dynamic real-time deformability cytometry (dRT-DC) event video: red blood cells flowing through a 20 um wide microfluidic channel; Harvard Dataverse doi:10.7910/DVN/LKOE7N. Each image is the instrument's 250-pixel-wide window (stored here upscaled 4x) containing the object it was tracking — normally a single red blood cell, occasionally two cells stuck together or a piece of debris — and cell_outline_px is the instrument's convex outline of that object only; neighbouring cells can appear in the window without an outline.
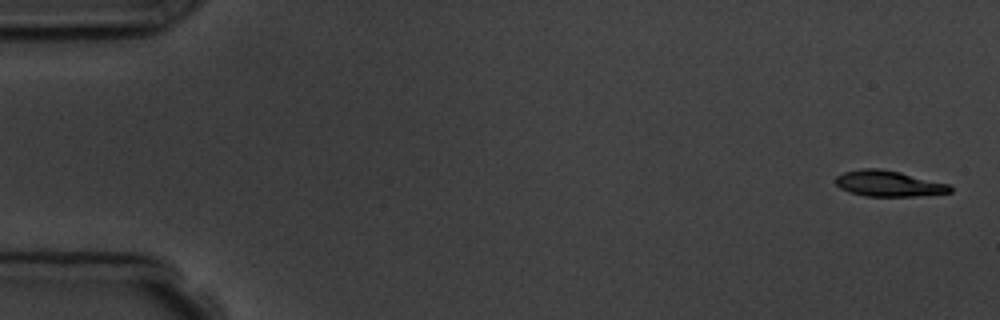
{"species": "common noctule bat (a hibernating species)", "species_latin": "Nyctalus noctula", "temperature_condition": "room temperature", "stored_images_in_passage": 11, "camera_frame_rate_fps": 3000, "um_per_image_px": 0.085, "animal": {"sex": "male", "body_mass_g": 19.5, "forearm_length_mm": 54.6}, "frame": {"image": 1, "passage_image": 1, "time_ms": 0.0, "image_size_px": [1000, 320], "cell_outline_px": [[952, 192], [916, 196], [864, 196], [848, 192], [840, 188], [836, 184], [836, 176], [844, 172], [864, 168], [880, 168], [900, 172], [948, 184], [952, 188]], "centroid_in_image_um": [75.5, 15.6], "position_along_channel_um": 9.5, "area_um2": 17.17}}
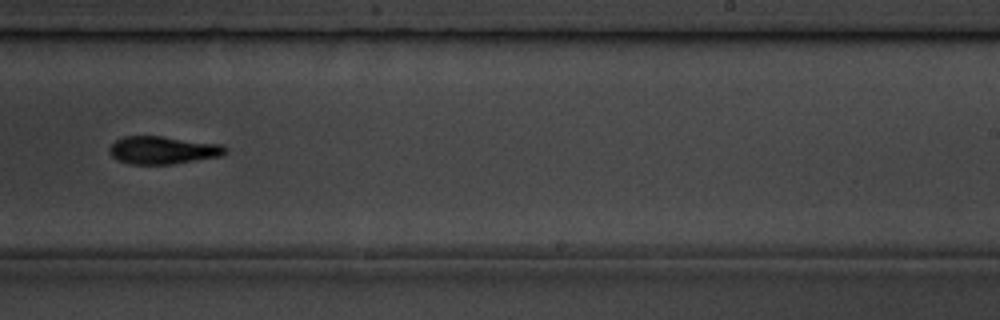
{"frame": {"image": 2, "passage_image": 10, "time_ms": 11.0, "image_size_px": [1000, 320], "cell_outline_px": [[228, 152], [220, 156], [172, 164], [128, 164], [116, 160], [108, 152], [108, 148], [116, 140], [124, 136], [160, 136], [220, 144], [228, 148]], "centroid_in_image_um": [13.81, 12.76], "position_along_channel_um": 275.2, "area_um2": 18.79}}
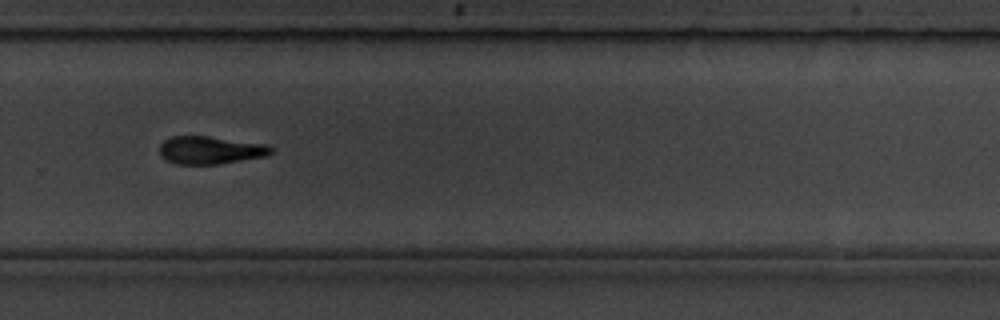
{"frame": {"image": 3, "passage_image": 11, "time_ms": 12.0, "image_size_px": [1000, 320], "cell_outline_px": [[272, 152], [268, 156], [220, 164], [176, 164], [160, 156], [160, 144], [164, 140], [172, 136], [208, 136], [268, 144], [272, 148]], "centroid_in_image_um": [17.9, 12.76], "position_along_channel_um": 311.9, "area_um2": 18.21}}